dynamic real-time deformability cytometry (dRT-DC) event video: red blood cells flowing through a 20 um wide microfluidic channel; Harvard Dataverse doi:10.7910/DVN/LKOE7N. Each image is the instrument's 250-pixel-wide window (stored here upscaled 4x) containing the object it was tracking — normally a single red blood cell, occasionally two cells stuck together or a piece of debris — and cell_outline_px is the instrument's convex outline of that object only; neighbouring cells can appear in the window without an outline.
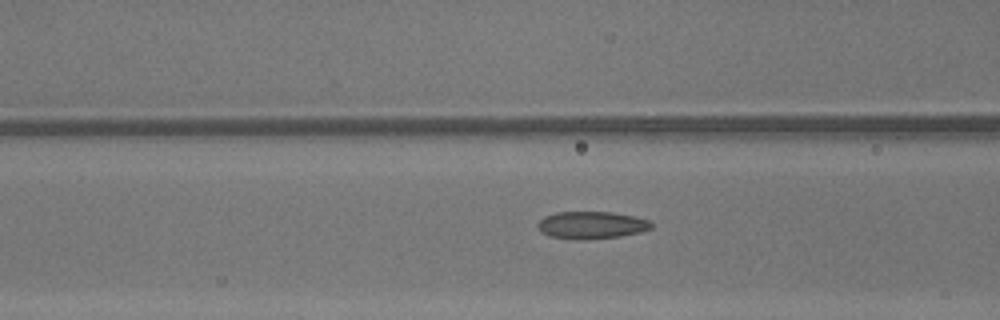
{"species": "common noctule bat (a hibernating species)", "species_latin": "Nyctalus noctula", "temperature_condition": "warm", "stored_images_in_passage": 31, "camera_frame_rate_fps": 3000, "um_per_image_px": 0.085, "animal": {"sex": "male", "body_mass_g": 13.3}, "frame": {"image": 1, "passage_image": 8, "time_ms": 2.333, "image_size_px": [1000, 320], "cell_outline_px": [[652, 228], [640, 232], [620, 236], [576, 240], [548, 236], [540, 232], [536, 224], [544, 216], [556, 212], [612, 212], [636, 216], [652, 220]], "centroid_in_image_um": [50.27, 19.13], "position_along_channel_um": 116.3, "area_um2": 18.32}}
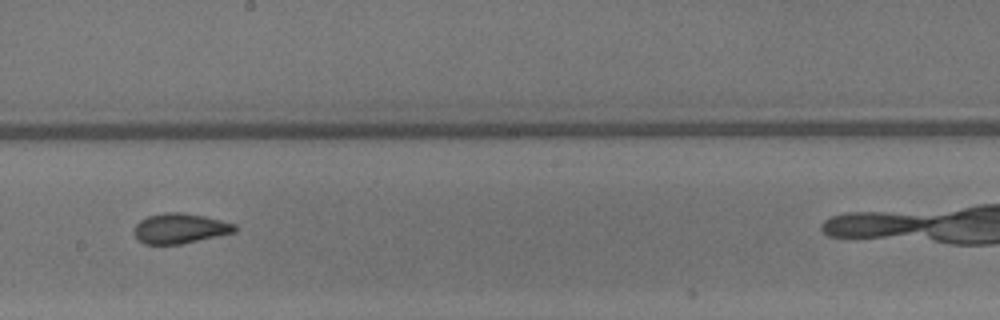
{"frame": {"image": 2, "passage_image": 16, "time_ms": 5.0, "image_size_px": [1000, 320], "cell_outline_px": [[236, 232], [180, 244], [144, 244], [132, 232], [136, 224], [140, 220], [148, 216], [164, 212], [180, 212], [204, 216], [236, 224]], "centroid_in_image_um": [15.28, 19.41], "position_along_channel_um": 232.9, "area_um2": 17.57}}
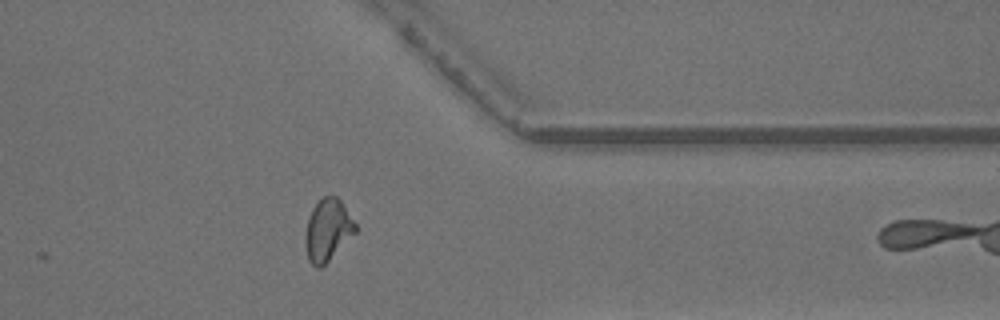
{"frame": {"image": 3, "passage_image": 27, "time_ms": 8.667, "image_size_px": [1000, 320], "cell_outline_px": [[356, 232], [320, 268], [316, 268], [308, 260], [304, 244], [304, 236], [308, 216], [312, 208], [324, 196], [336, 196], [340, 200], [356, 224]], "centroid_in_image_um": [27.81, 19.56], "position_along_channel_um": 383.6, "area_um2": 17.92}, "authors_computed_cell_mechanics": {"area_um2": 17.918, "velocity_mm_per_s": 4.3651, "shape_relaxation_time_tau1_ms": 5.5882, "shape_relaxation_time_tau2_ms": 1.0761, "deformation_change_tau1": 0.1849, "deformation_change_tau2": 0.086}}